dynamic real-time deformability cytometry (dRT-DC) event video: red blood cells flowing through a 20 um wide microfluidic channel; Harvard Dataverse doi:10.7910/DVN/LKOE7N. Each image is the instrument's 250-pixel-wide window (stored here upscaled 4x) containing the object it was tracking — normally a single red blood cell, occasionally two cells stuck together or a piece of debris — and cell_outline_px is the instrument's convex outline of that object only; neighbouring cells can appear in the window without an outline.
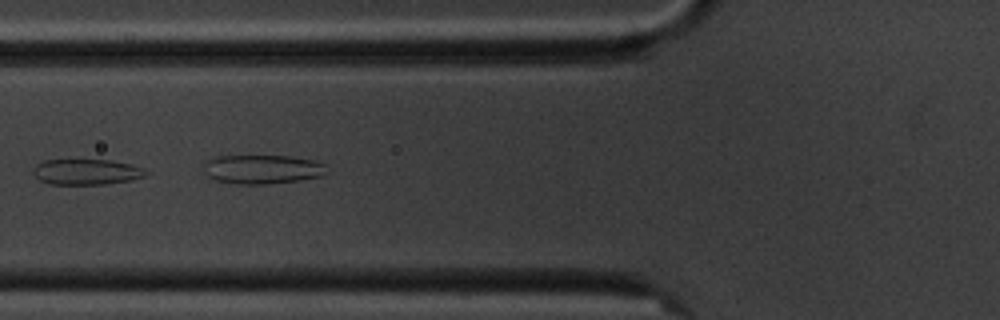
{"species": "common noctule bat (a hibernating species)", "species_latin": "Nyctalus noctula", "temperature_condition": "cold", "stored_images_in_passage": 5, "camera_frame_rate_fps": 3000, "um_per_image_px": 0.085, "animal": {"sex": "male", "body_mass_g": 20.1, "forearm_length_mm": 53.5}, "frame": {"image": 1, "passage_image": 4, "time_ms": 3.667, "image_size_px": [1000, 320], "cell_outline_px": [[152, 172], [144, 176], [132, 180], [104, 184], [48, 184], [40, 180], [32, 172], [36, 164], [44, 160], [112, 160], [132, 164], [144, 168]], "centroid_in_image_um": [7.4, 14.6], "position_along_channel_um": 118.4, "area_um2": 16.99}}